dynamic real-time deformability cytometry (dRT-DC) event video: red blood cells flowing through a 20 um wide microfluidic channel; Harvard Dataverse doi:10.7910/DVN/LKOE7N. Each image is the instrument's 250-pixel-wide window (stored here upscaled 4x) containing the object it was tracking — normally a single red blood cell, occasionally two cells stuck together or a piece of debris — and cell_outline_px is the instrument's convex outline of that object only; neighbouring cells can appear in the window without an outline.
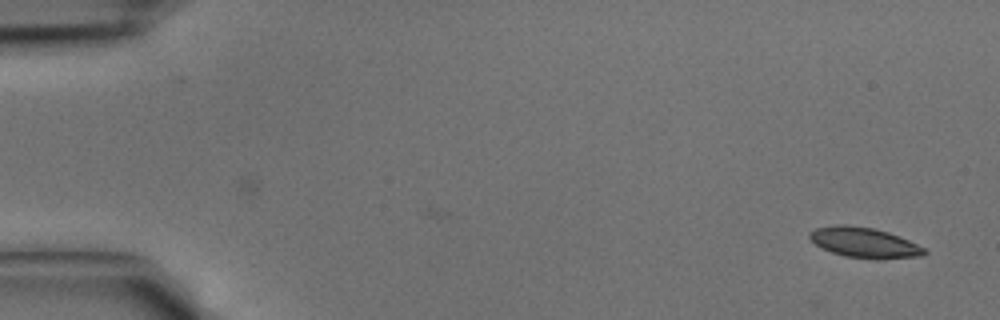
{"species": "common noctule bat (a hibernating species)", "species_latin": "Nyctalus noctula", "temperature_condition": "cold", "stored_images_in_passage": 42, "camera_frame_rate_fps": 3000, "um_per_image_px": 0.085, "animal": {"sex": "male", "body_mass_g": 15.6}, "frame": {"image": 1, "passage_image": 1, "time_ms": 0.0, "image_size_px": [1000, 320], "cell_outline_px": [[928, 252], [924, 256], [880, 260], [876, 260], [844, 256], [820, 248], [808, 236], [808, 232], [816, 228], [836, 224], [844, 224], [872, 228], [888, 232], [908, 240], [924, 248]], "centroid_in_image_um": [73.46, 20.64], "position_along_channel_um": 11.5, "area_um2": 20.46}}
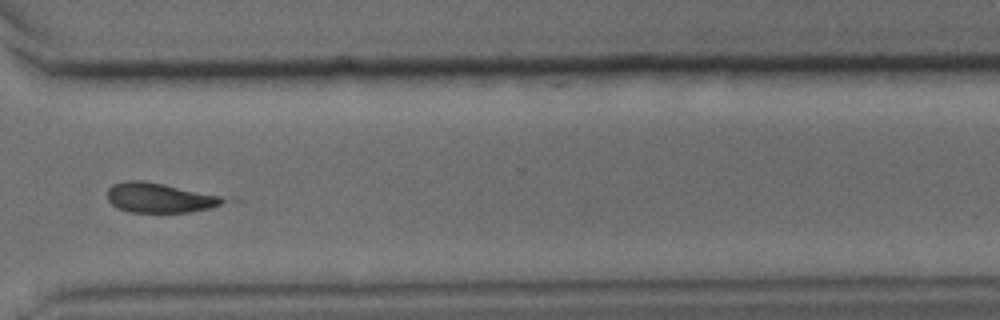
{"frame": {"image": 2, "passage_image": 31, "time_ms": 10.0, "image_size_px": [1000, 320], "cell_outline_px": [[244, 200], [208, 208], [188, 212], [128, 212], [116, 208], [108, 200], [108, 188], [112, 184], [124, 180], [144, 180]], "centroid_in_image_um": [13.71, 16.81], "position_along_channel_um": 356.9, "area_um2": 20.87}}
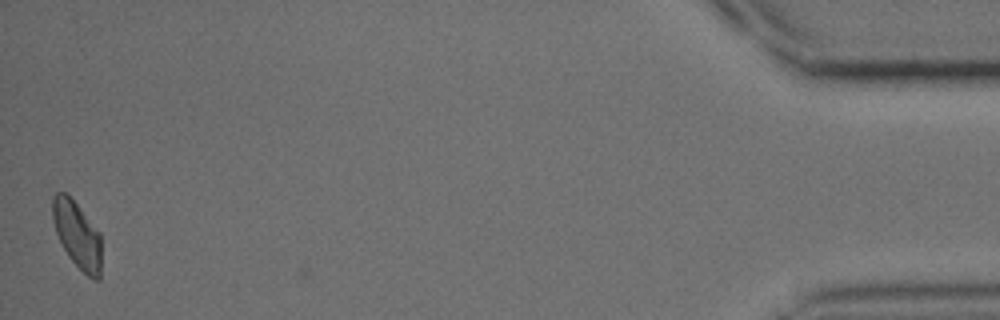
{"frame": {"image": 3, "passage_image": 41, "time_ms": 13.333, "image_size_px": [1000, 320], "cell_outline_px": [[100, 280], [92, 280], [68, 256], [56, 232], [52, 220], [52, 196], [56, 192], [64, 192], [76, 204], [100, 232]], "centroid_in_image_um": [6.55, 19.96], "position_along_channel_um": 428.6, "area_um2": 18.67}}